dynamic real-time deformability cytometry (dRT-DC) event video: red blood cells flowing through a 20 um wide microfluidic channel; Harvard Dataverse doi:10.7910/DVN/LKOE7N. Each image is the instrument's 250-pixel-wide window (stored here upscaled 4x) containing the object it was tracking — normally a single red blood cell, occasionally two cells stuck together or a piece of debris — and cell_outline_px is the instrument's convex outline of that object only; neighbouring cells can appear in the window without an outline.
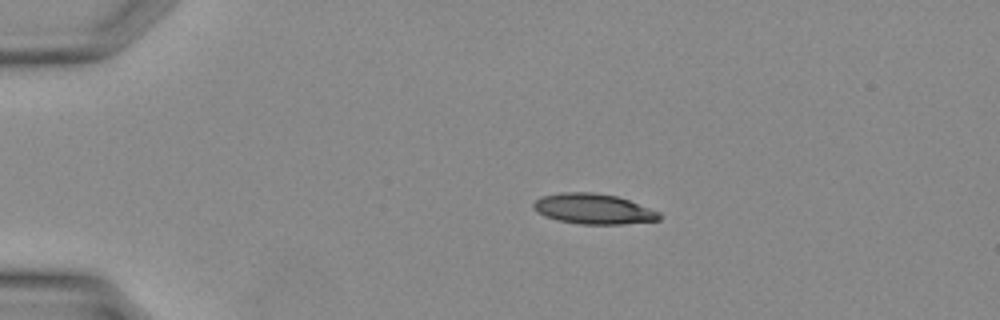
{"species": "Egyptian fruit bat (a non-hibernating species)", "species_latin": "Rousettus aegyptiacus", "temperature_condition": "warm", "stored_images_in_passage": 30, "camera_frame_rate_fps": 3000, "um_per_image_px": 0.085, "animal": {"sex": "female"}, "frame": {"image": 1, "passage_image": 1, "time_ms": 0.0, "image_size_px": [1000, 320], "cell_outline_px": [[660, 220], [624, 224], [580, 224], [556, 220], [544, 216], [536, 212], [532, 208], [532, 204], [540, 196], [560, 192], [592, 192], [616, 196], [628, 200], [660, 212]], "centroid_in_image_um": [50.38, 17.76], "position_along_channel_um": 34.6, "area_um2": 22.37}}
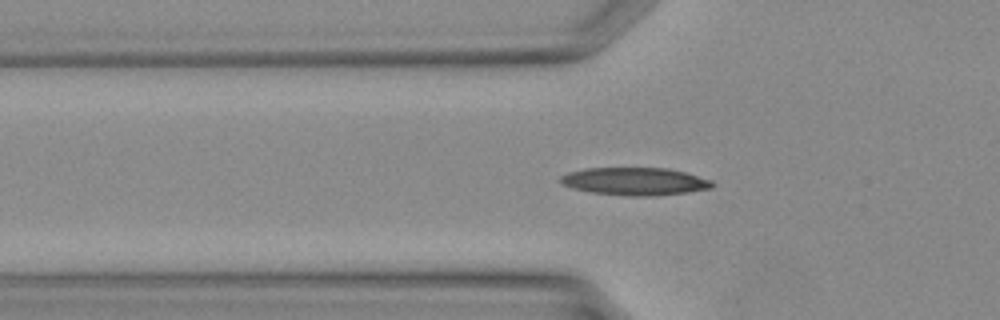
{"frame": {"image": 2, "passage_image": 6, "time_ms": 1.667, "image_size_px": [1000, 320], "cell_outline_px": [[716, 184], [712, 188], [688, 192], [652, 196], [632, 196], [592, 192], [572, 188], [560, 184], [560, 176], [568, 172], [584, 168], [668, 168], [684, 172], [712, 180]], "centroid_in_image_um": [53.96, 15.41], "position_along_channel_um": 71.8, "area_um2": 24.57}}
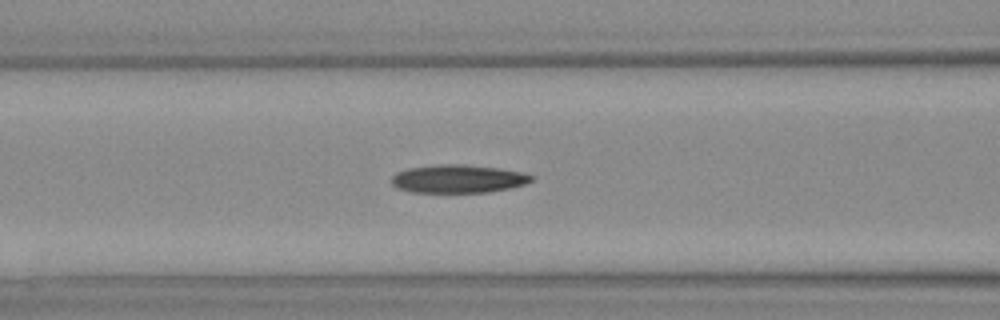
{"frame": {"image": 3, "passage_image": 9, "time_ms": 2.667, "image_size_px": [1000, 320], "cell_outline_px": [[532, 180], [524, 184], [508, 188], [488, 192], [412, 192], [400, 188], [392, 184], [392, 176], [396, 172], [408, 168], [440, 164], [464, 164], [500, 168], [524, 172], [532, 176]], "centroid_in_image_um": [38.94, 15.19], "position_along_channel_um": 127.7, "area_um2": 22.83}}